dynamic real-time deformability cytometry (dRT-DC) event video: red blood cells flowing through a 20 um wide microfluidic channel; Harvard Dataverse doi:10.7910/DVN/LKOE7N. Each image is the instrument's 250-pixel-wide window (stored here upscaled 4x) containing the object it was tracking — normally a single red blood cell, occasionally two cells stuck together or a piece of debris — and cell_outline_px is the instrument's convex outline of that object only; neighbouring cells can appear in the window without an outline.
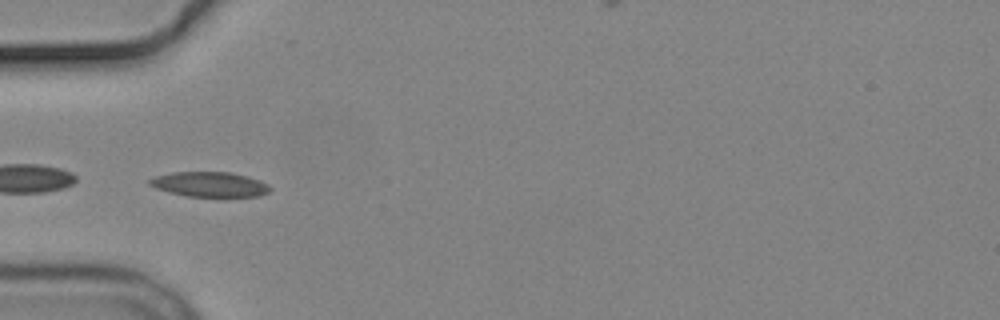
{"species": "common noctule bat (a hibernating species)", "species_latin": "Nyctalus noctula", "temperature_condition": "cold", "stored_images_in_passage": 5, "camera_frame_rate_fps": 3000, "um_per_image_px": 0.085, "animal": {"sex": "male", "body_mass_g": 19.2, "forearm_length_mm": 51.8}, "frame": {"image": 1, "passage_image": 5, "time_ms": 4.667, "image_size_px": [1000, 320], "cell_outline_px": [[272, 188], [268, 192], [260, 196], [188, 196], [156, 188], [148, 184], [148, 180], [156, 176], [172, 172], [232, 172], [248, 176], [260, 180], [268, 184]], "centroid_in_image_um": [17.86, 15.66], "position_along_channel_um": 67.1, "area_um2": 17.4}}